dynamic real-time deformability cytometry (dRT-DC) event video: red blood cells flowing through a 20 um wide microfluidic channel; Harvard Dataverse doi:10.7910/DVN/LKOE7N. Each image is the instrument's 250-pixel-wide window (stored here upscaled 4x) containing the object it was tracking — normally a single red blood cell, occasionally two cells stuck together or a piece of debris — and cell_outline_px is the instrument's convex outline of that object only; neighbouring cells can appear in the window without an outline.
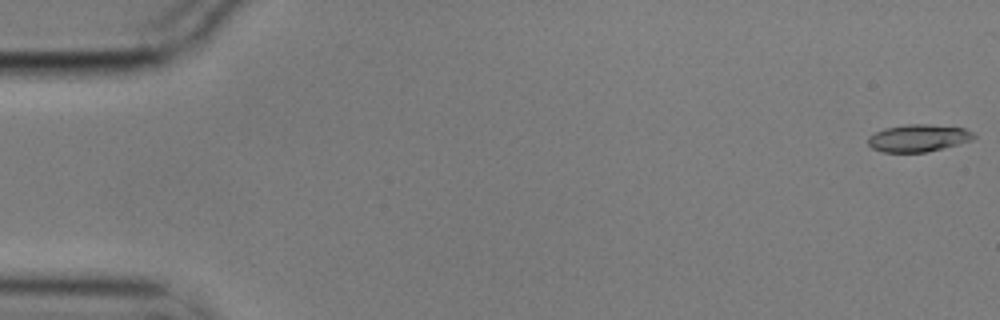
{"species": "common noctule bat (a hibernating species)", "species_latin": "Nyctalus noctula", "temperature_condition": "cold", "stored_images_in_passage": 4, "camera_frame_rate_fps": 3000, "um_per_image_px": 0.085, "animal": {"sex": "male", "body_mass_g": 17.9}, "frame": {"image": 1, "passage_image": 1, "time_ms": 0.0, "image_size_px": [1000, 320], "cell_outline_px": [[976, 136], [972, 140], [924, 152], [884, 152], [872, 148], [868, 144], [868, 136], [884, 128], [908, 124], [928, 124], [964, 128], [972, 132]], "centroid_in_image_um": [78.02, 11.72], "position_along_channel_um": 7.0, "area_um2": 16.59}}